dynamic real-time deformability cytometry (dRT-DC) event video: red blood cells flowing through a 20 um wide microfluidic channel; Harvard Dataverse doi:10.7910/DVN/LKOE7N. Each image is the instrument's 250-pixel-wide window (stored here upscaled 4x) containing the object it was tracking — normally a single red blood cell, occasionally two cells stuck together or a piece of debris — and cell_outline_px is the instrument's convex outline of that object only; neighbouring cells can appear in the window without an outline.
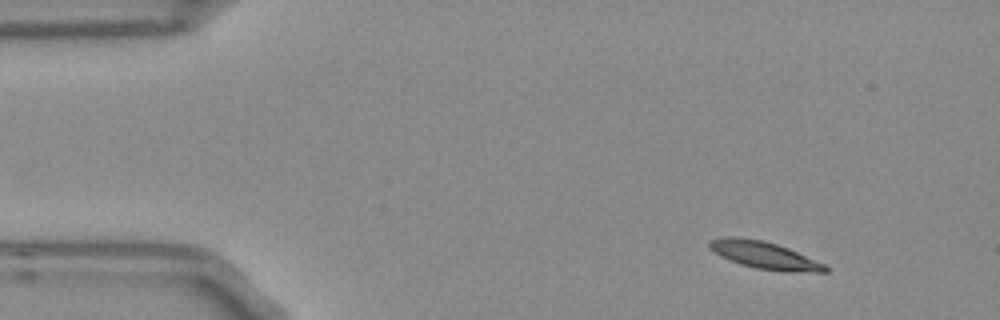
{"species": "Egyptian fruit bat (a non-hibernating species)", "species_latin": "Rousettus aegyptiacus", "temperature_condition": "room temperature", "stored_images_in_passage": 49, "camera_frame_rate_fps": 3000, "um_per_image_px": 0.085, "frame": {"image": 1, "passage_image": 1, "time_ms": 0.0, "image_size_px": [1000, 320], "cell_outline_px": [[828, 272], [784, 272], [756, 268], [740, 264], [720, 256], [708, 248], [708, 240], [724, 236], [732, 236], [764, 240], [788, 248], [824, 264], [828, 268]], "centroid_in_image_um": [64.93, 21.69], "position_along_channel_um": 20.1, "area_um2": 18.5}}
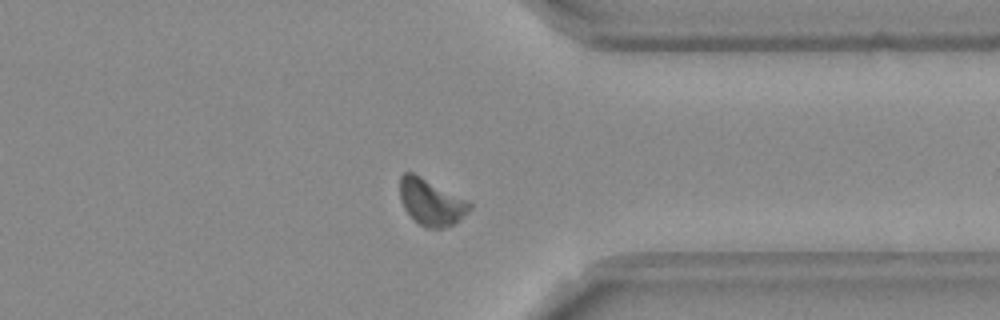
{"frame": {"image": 2, "passage_image": 37, "time_ms": 12.0, "image_size_px": [1000, 320], "cell_outline_px": [[472, 208], [460, 220], [444, 228], [428, 228], [420, 224], [404, 208], [400, 200], [400, 176], [404, 172], [412, 172], [468, 200], [472, 204]], "centroid_in_image_um": [36.66, 17.18], "position_along_channel_um": 374.7, "area_um2": 18.67}}
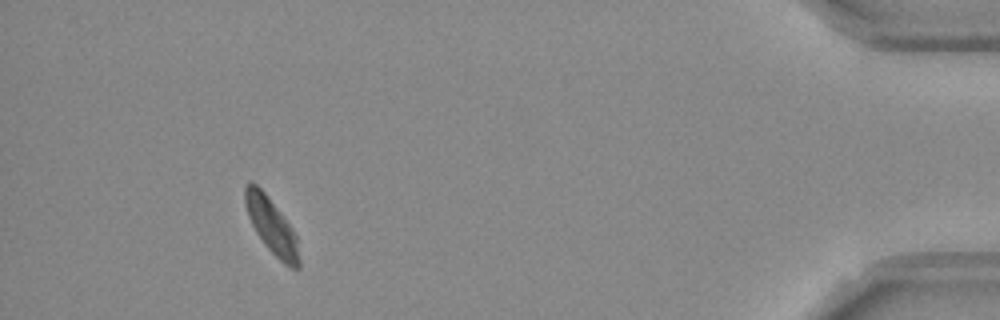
{"frame": {"image": 3, "passage_image": 45, "time_ms": 14.667, "image_size_px": [1000, 320], "cell_outline_px": [[300, 268], [292, 268], [284, 264], [264, 244], [256, 232], [248, 216], [244, 204], [244, 184], [248, 180], [252, 180], [264, 192], [292, 228], [296, 236], [300, 260]], "centroid_in_image_um": [23.05, 19.17], "position_along_channel_um": 412.2, "area_um2": 17.4}, "authors_computed_cell_mechanics": {"area_um2": 18.496, "velocity_mm_per_s": 3.6847, "shape_relaxation_time_tau1_ms": 8.1799, "shape_relaxation_time_tau2_ms": 10.5407, "deformation_change_tau1": 0.1741, "deformation_change_tau2": 0.1705}}